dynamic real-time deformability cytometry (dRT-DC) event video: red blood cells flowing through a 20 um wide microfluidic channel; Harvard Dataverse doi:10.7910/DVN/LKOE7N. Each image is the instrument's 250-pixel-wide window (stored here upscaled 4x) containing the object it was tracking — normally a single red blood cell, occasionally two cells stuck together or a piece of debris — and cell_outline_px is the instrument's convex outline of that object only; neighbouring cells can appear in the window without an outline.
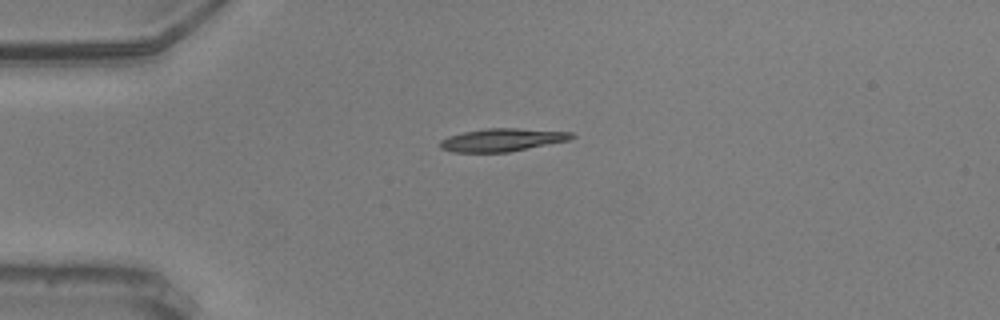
{"species": "common noctule bat (a hibernating species)", "species_latin": "Nyctalus noctula", "temperature_condition": "warm", "stored_images_in_passage": 31, "camera_frame_rate_fps": 3000, "um_per_image_px": 0.085, "animal": {"sex": "male", "body_mass_g": 20.5, "forearm_length_mm": 52.5}, "frame": {"image": 1, "passage_image": 1, "time_ms": 0.0, "image_size_px": [1000, 320], "cell_outline_px": [[576, 136], [568, 140], [508, 152], [452, 152], [440, 148], [440, 140], [448, 136], [464, 132], [484, 128], [516, 128], [572, 132]], "centroid_in_image_um": [42.65, 11.88], "position_along_channel_um": 42.3, "area_um2": 17.46}}
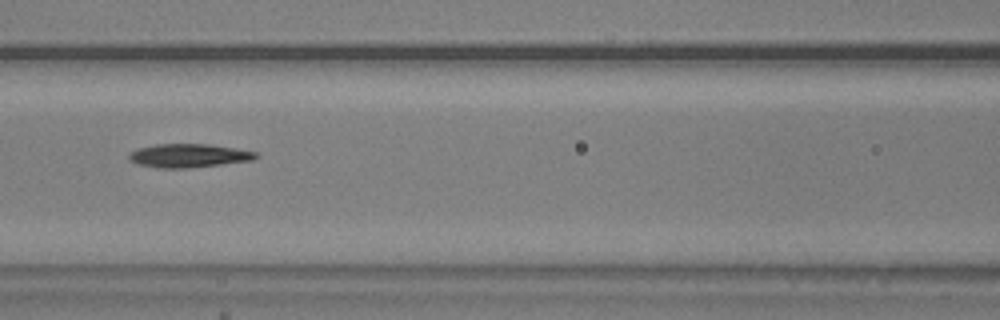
{"frame": {"image": 2, "passage_image": 12, "time_ms": 3.667, "image_size_px": [1000, 320], "cell_outline_px": [[260, 156], [252, 160], [188, 168], [160, 168], [140, 164], [128, 160], [128, 156], [132, 152], [140, 148], [156, 144], [208, 144], [236, 148], [256, 152]], "centroid_in_image_um": [16.06, 13.22], "position_along_channel_um": 150.5, "area_um2": 17.22}}
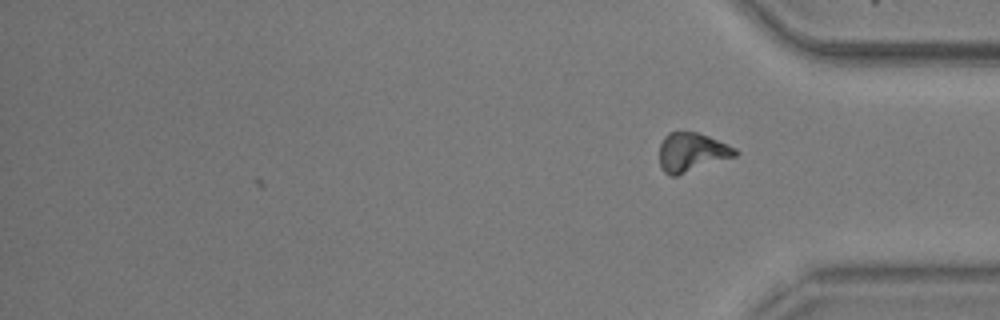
{"frame": {"image": 3, "passage_image": 31, "time_ms": 10.0, "image_size_px": [1000, 320], "cell_outline_px": [[740, 152], [736, 156], [676, 176], [668, 176], [660, 168], [660, 144], [664, 136], [668, 132], [696, 132], [708, 136], [728, 144], [736, 148]], "centroid_in_image_um": [58.79, 12.94], "position_along_channel_um": 376.4, "area_um2": 17.28}, "authors_computed_cell_mechanics": {"area_um2": 17.1088, "velocity_mm_per_s": 3.6261, "shape_relaxation_time_tau1_ms": 4.248, "shape_relaxation_time_tau2_ms": null, "deformation_change_tau1": 0.1469, "deformation_change_tau2": null}}